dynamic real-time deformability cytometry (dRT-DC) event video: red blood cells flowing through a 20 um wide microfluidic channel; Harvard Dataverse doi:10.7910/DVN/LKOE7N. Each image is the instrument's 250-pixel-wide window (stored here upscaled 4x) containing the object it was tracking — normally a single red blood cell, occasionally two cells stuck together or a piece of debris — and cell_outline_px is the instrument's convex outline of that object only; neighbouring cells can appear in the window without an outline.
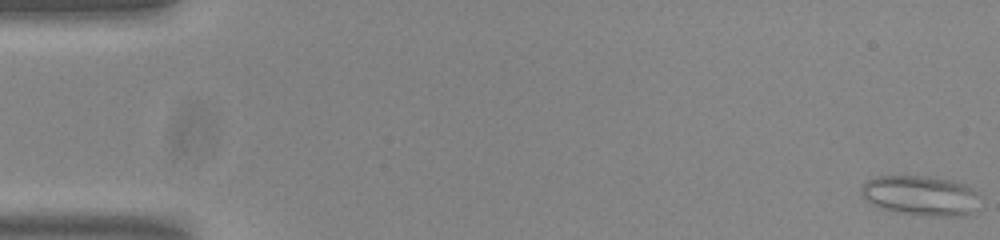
{"species": "common noctule bat (a hibernating species)", "species_latin": "Nyctalus noctula", "temperature_condition": "room temperature", "stored_images_in_passage": 55, "camera_frame_rate_fps": 3000, "um_per_image_px": 0.085, "animal": {"sex": "male", "body_mass_g": 20.0, "forearm_length_mm": 53.3}, "frame": {"image": 1, "passage_image": 1, "time_ms": 0.0, "image_size_px": [1000, 240], "cell_outline_px": [[980, 196], [972, 212], [964, 216], [924, 216], [884, 208], [860, 196], [860, 184], [864, 180], [876, 176], [932, 176], [952, 180], [964, 184], [972, 188]], "centroid_in_image_um": [78.24, 16.59], "position_along_channel_um": 6.8, "area_um2": 27.63}}
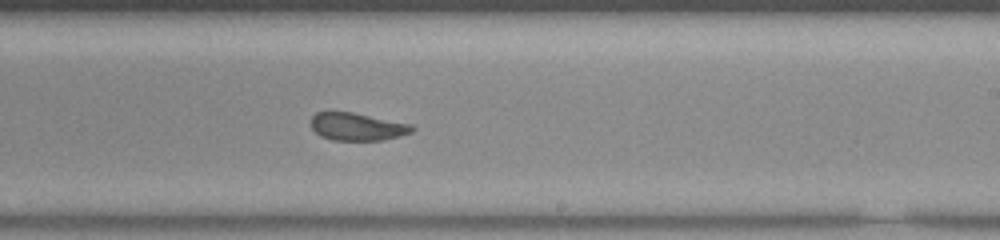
{"frame": {"image": 2, "passage_image": 33, "time_ms": 10.667, "image_size_px": [1000, 240], "cell_outline_px": [[416, 128], [412, 132], [400, 136], [380, 140], [332, 140], [320, 136], [312, 128], [312, 116], [316, 112], [352, 112], [412, 124]], "centroid_in_image_um": [30.39, 10.77], "position_along_channel_um": 258.6, "area_um2": 16.24}}
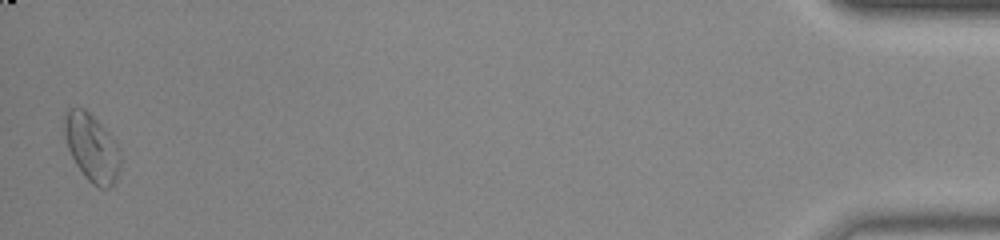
{"frame": {"image": 3, "passage_image": 54, "time_ms": 17.667, "image_size_px": [1000, 240], "cell_outline_px": [[120, 164], [116, 180], [108, 188], [100, 188], [92, 184], [84, 176], [76, 164], [68, 148], [64, 132], [64, 116], [68, 108], [84, 108], [108, 132], [116, 144], [120, 152]], "centroid_in_image_um": [7.79, 12.56], "position_along_channel_um": 427.4, "area_um2": 21.73}, "authors_computed_cell_mechanics": {"area_um2": 17.2244, "velocity_mm_per_s": 3.75, "shape_relaxation_time_tau1_ms": 11.1072, "shape_relaxation_time_tau2_ms": 1.6362, "deformation_change_tau1": 0.2029, "deformation_change_tau2": 0.08}}